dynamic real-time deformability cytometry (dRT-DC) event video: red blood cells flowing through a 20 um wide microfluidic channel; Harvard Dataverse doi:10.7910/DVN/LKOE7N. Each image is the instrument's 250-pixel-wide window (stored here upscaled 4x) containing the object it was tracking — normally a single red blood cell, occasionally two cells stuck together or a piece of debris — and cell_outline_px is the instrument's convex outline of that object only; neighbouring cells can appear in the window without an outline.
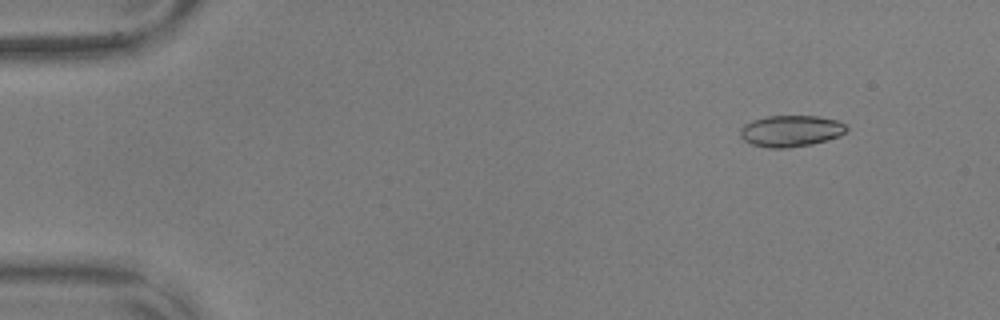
{"species": "common noctule bat (a hibernating species)", "species_latin": "Nyctalus noctula", "temperature_condition": "warm", "stored_images_in_passage": 13, "camera_frame_rate_fps": 3000, "um_per_image_px": 0.085, "animal": {"sex": "male", "body_mass_g": 17.9, "forearm_length_mm": 54.2}, "frame": {"image": 1, "passage_image": 6, "time_ms": 1.667, "image_size_px": [1000, 320], "cell_outline_px": [[848, 128], [840, 136], [812, 144], [784, 148], [768, 148], [752, 144], [744, 140], [740, 136], [740, 128], [744, 124], [752, 120], [764, 116], [820, 116], [836, 120], [844, 124]], "centroid_in_image_um": [67.19, 11.12], "position_along_channel_um": 17.8, "area_um2": 19.48}}